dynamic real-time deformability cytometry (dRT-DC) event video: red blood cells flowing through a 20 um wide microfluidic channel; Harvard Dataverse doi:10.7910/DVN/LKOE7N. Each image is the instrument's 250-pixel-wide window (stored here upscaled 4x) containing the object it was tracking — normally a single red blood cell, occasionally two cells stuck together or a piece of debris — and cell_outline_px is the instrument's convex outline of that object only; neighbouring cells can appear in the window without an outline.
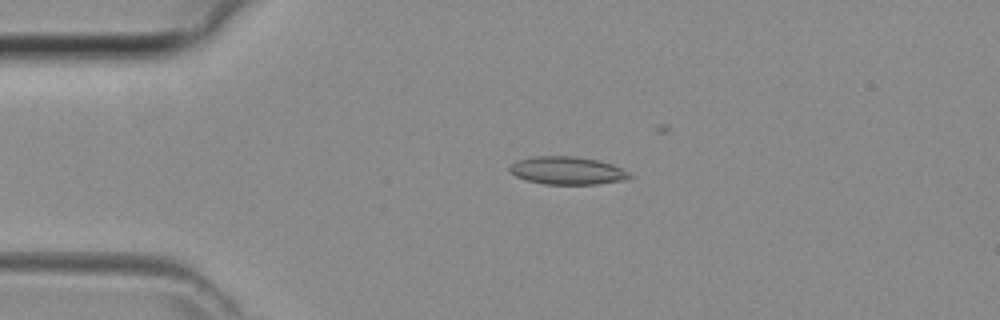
{"species": "common noctule bat (a hibernating species)", "species_latin": "Nyctalus noctula", "temperature_condition": "room temperature", "stored_images_in_passage": 17, "camera_frame_rate_fps": 3000, "um_per_image_px": 0.085, "animal": {"sex": "female", "body_mass_g": 29.2, "forearm_length_mm": 56.3}, "frame": {"image": 1, "passage_image": 10, "time_ms": 3.0, "image_size_px": [1000, 320], "cell_outline_px": [[632, 176], [628, 180], [596, 184], [544, 184], [528, 180], [516, 176], [508, 168], [516, 160], [536, 156], [576, 156], [600, 160], [612, 164], [628, 172]], "centroid_in_image_um": [48.25, 14.49], "position_along_channel_um": 36.7, "area_um2": 19.48}}
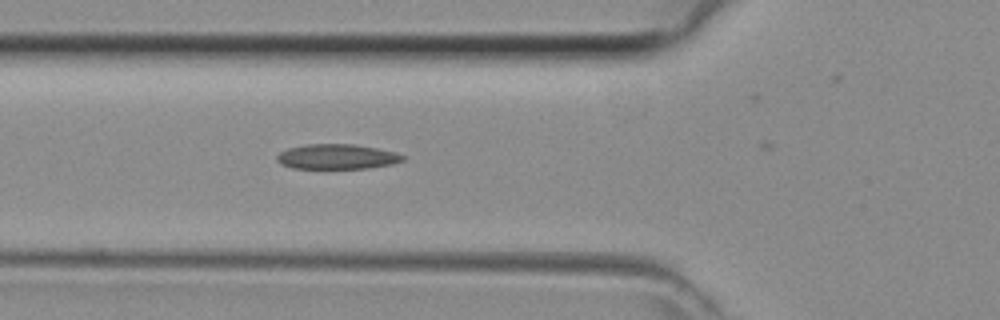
{"frame": {"image": 2, "passage_image": 16, "time_ms": 5.0, "image_size_px": [1000, 320], "cell_outline_px": [[404, 160], [392, 164], [368, 168], [292, 168], [280, 164], [276, 160], [276, 156], [280, 152], [288, 148], [304, 144], [356, 144], [396, 152], [404, 156]], "centroid_in_image_um": [28.62, 13.31], "position_along_channel_um": 97.2, "area_um2": 18.38}}